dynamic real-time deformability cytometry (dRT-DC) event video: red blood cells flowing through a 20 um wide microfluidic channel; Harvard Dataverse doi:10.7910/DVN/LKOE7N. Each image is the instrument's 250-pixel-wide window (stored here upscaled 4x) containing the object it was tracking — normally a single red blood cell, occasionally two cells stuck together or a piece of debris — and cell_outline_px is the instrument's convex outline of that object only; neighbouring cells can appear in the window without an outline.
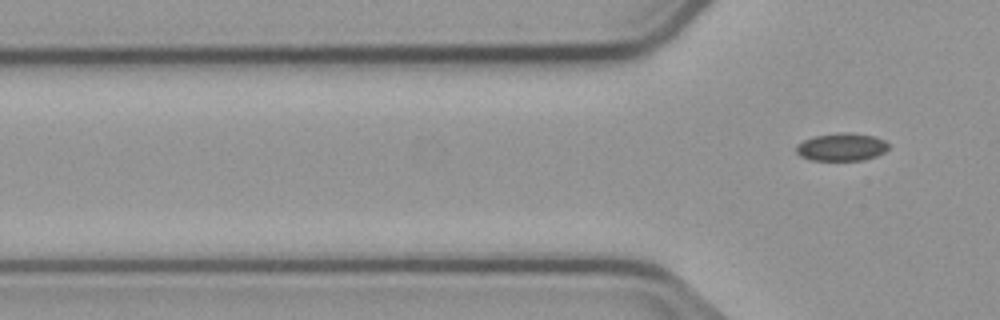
{"species": "common noctule bat (a hibernating species)", "species_latin": "Nyctalus noctula", "temperature_condition": "cold", "stored_images_in_passage": 4, "camera_frame_rate_fps": 3000, "um_per_image_px": 0.085, "animal": {"sex": "male", "body_mass_g": 23.1, "forearm_length_mm": 52.7}, "frame": {"image": 1, "passage_image": 4, "time_ms": 5.333, "image_size_px": [1000, 320], "cell_outline_px": [[888, 148], [884, 152], [876, 156], [864, 160], [812, 160], [800, 156], [796, 152], [796, 144], [804, 140], [816, 136], [840, 132], [848, 132], [872, 136], [884, 140], [888, 144]], "centroid_in_image_um": [71.52, 12.5], "position_along_channel_um": 54.3, "area_um2": 14.85}}